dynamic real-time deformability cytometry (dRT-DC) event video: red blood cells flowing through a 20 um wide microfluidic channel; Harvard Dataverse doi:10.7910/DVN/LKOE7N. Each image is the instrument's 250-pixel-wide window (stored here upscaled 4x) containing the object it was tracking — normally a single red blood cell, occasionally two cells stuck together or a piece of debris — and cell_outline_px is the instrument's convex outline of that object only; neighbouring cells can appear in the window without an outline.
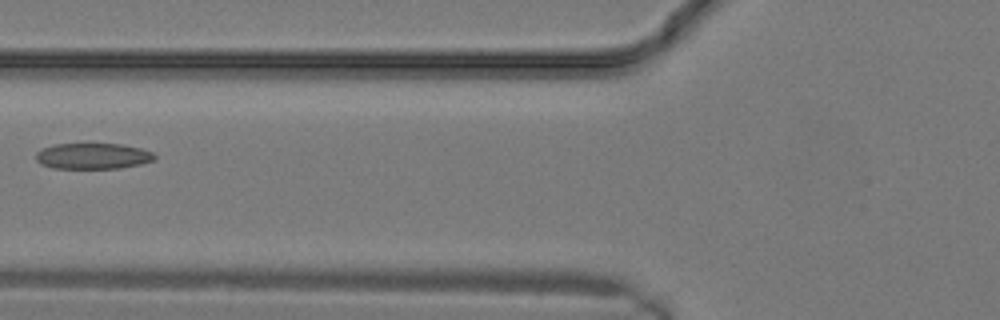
{"species": "common noctule bat (a hibernating species)", "species_latin": "Nyctalus noctula", "temperature_condition": "warm", "stored_images_in_passage": 22, "camera_frame_rate_fps": 3000, "um_per_image_px": 0.085, "animal": {"sex": "male", "body_mass_g": 19.2, "forearm_length_mm": 51.8}, "frame": {"image": 1, "passage_image": 7, "time_ms": 2.0, "image_size_px": [1000, 320], "cell_outline_px": [[156, 156], [152, 160], [140, 164], [120, 168], [52, 168], [40, 164], [36, 160], [36, 152], [44, 148], [56, 144], [120, 144], [140, 148], [152, 152]], "centroid_in_image_um": [7.87, 13.27], "position_along_channel_um": 117.9, "area_um2": 17.74}}
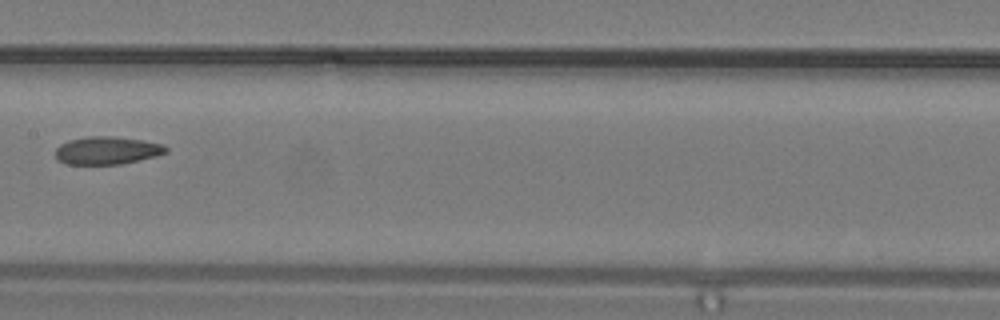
{"frame": {"image": 2, "passage_image": 10, "time_ms": 3.0, "image_size_px": [1000, 320], "cell_outline_px": [[168, 152], [156, 156], [120, 164], [68, 164], [60, 160], [56, 156], [56, 148], [60, 144], [72, 140], [92, 136], [108, 136], [140, 140], [160, 144], [168, 148]], "centroid_in_image_um": [9.11, 12.8], "position_along_channel_um": 198.3, "area_um2": 17.46}}
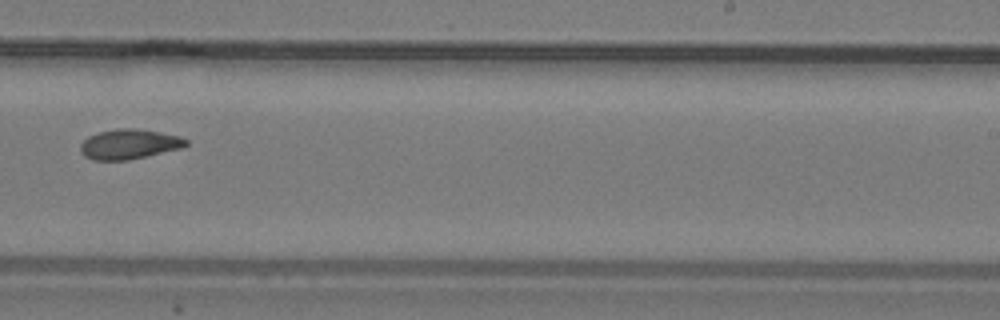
{"frame": {"image": 3, "passage_image": 13, "time_ms": 4.0, "image_size_px": [1000, 320], "cell_outline_px": [[188, 144], [180, 148], [128, 160], [92, 160], [84, 156], [80, 148], [80, 144], [88, 136], [96, 132], [120, 128], [136, 128], [160, 132], [180, 136], [188, 140]], "centroid_in_image_um": [10.95, 12.24], "position_along_channel_um": 278.0, "area_um2": 18.38}}